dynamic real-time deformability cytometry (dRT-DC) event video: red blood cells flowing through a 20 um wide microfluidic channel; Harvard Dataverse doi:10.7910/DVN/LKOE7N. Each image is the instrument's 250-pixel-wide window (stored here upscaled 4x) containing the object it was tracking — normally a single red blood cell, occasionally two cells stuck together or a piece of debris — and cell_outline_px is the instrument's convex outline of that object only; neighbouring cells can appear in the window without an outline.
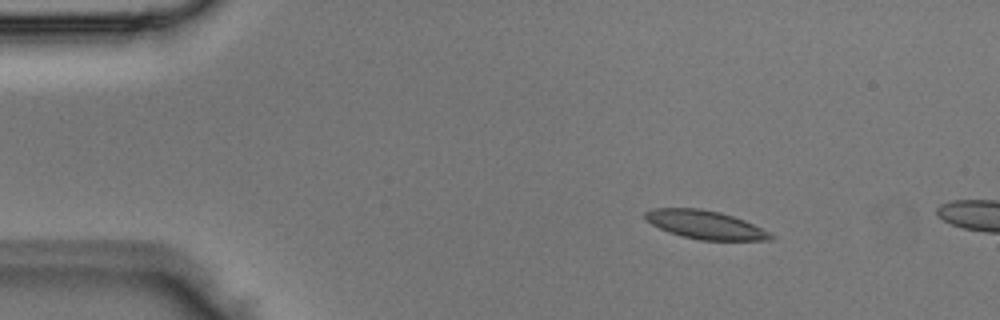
{"species": "Egyptian fruit bat (a non-hibernating species)", "species_latin": "Rousettus aegyptiacus", "temperature_condition": "room temperature", "stored_images_in_passage": 3, "camera_frame_rate_fps": 3000, "um_per_image_px": 0.085, "animal": {"sex": "male"}, "frame": {"image": 1, "passage_image": 2, "time_ms": 0.333, "image_size_px": [1000, 320], "cell_outline_px": [[776, 240], [700, 240], [668, 232], [644, 220], [644, 212], [652, 208], [700, 208], [720, 212], [744, 220], [776, 236]], "centroid_in_image_um": [59.92, 19.1], "position_along_channel_um": 25.1, "area_um2": 20.75}}